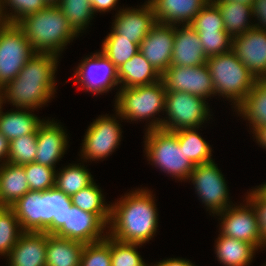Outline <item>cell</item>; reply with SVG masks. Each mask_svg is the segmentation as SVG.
I'll use <instances>...</instances> for the list:
<instances>
[{"mask_svg":"<svg viewBox=\"0 0 266 266\" xmlns=\"http://www.w3.org/2000/svg\"><path fill=\"white\" fill-rule=\"evenodd\" d=\"M157 22L169 25L190 24L210 0H147Z\"/></svg>","mask_w":266,"mask_h":266,"instance_id":"cell-22","label":"cell"},{"mask_svg":"<svg viewBox=\"0 0 266 266\" xmlns=\"http://www.w3.org/2000/svg\"><path fill=\"white\" fill-rule=\"evenodd\" d=\"M24 233L11 207H0V256L6 258Z\"/></svg>","mask_w":266,"mask_h":266,"instance_id":"cell-35","label":"cell"},{"mask_svg":"<svg viewBox=\"0 0 266 266\" xmlns=\"http://www.w3.org/2000/svg\"><path fill=\"white\" fill-rule=\"evenodd\" d=\"M199 128H182L174 131L178 137V142L183 148L186 158L194 165H200L214 160L212 158V147L198 133Z\"/></svg>","mask_w":266,"mask_h":266,"instance_id":"cell-30","label":"cell"},{"mask_svg":"<svg viewBox=\"0 0 266 266\" xmlns=\"http://www.w3.org/2000/svg\"><path fill=\"white\" fill-rule=\"evenodd\" d=\"M8 152L9 141L0 133V166L7 162Z\"/></svg>","mask_w":266,"mask_h":266,"instance_id":"cell-48","label":"cell"},{"mask_svg":"<svg viewBox=\"0 0 266 266\" xmlns=\"http://www.w3.org/2000/svg\"><path fill=\"white\" fill-rule=\"evenodd\" d=\"M189 25L197 32H226L220 10L211 0Z\"/></svg>","mask_w":266,"mask_h":266,"instance_id":"cell-40","label":"cell"},{"mask_svg":"<svg viewBox=\"0 0 266 266\" xmlns=\"http://www.w3.org/2000/svg\"><path fill=\"white\" fill-rule=\"evenodd\" d=\"M150 266H196L194 262L182 258V257H177V258H166L162 259L159 261H156V263H151Z\"/></svg>","mask_w":266,"mask_h":266,"instance_id":"cell-46","label":"cell"},{"mask_svg":"<svg viewBox=\"0 0 266 266\" xmlns=\"http://www.w3.org/2000/svg\"><path fill=\"white\" fill-rule=\"evenodd\" d=\"M252 14L254 27L266 31V0H254Z\"/></svg>","mask_w":266,"mask_h":266,"instance_id":"cell-44","label":"cell"},{"mask_svg":"<svg viewBox=\"0 0 266 266\" xmlns=\"http://www.w3.org/2000/svg\"><path fill=\"white\" fill-rule=\"evenodd\" d=\"M17 25L36 53H51L60 57L65 47L79 37L57 5H48L30 14Z\"/></svg>","mask_w":266,"mask_h":266,"instance_id":"cell-4","label":"cell"},{"mask_svg":"<svg viewBox=\"0 0 266 266\" xmlns=\"http://www.w3.org/2000/svg\"><path fill=\"white\" fill-rule=\"evenodd\" d=\"M2 106H3V99H2V95L0 93V109H1Z\"/></svg>","mask_w":266,"mask_h":266,"instance_id":"cell-53","label":"cell"},{"mask_svg":"<svg viewBox=\"0 0 266 266\" xmlns=\"http://www.w3.org/2000/svg\"><path fill=\"white\" fill-rule=\"evenodd\" d=\"M57 6L79 35L91 26L93 16H96L89 0H60Z\"/></svg>","mask_w":266,"mask_h":266,"instance_id":"cell-34","label":"cell"},{"mask_svg":"<svg viewBox=\"0 0 266 266\" xmlns=\"http://www.w3.org/2000/svg\"><path fill=\"white\" fill-rule=\"evenodd\" d=\"M7 20L4 16L3 10H2V0H0V28L5 26L7 24Z\"/></svg>","mask_w":266,"mask_h":266,"instance_id":"cell-50","label":"cell"},{"mask_svg":"<svg viewBox=\"0 0 266 266\" xmlns=\"http://www.w3.org/2000/svg\"><path fill=\"white\" fill-rule=\"evenodd\" d=\"M243 202L233 204L213 216L220 220L218 232L227 237L249 242L263 251L266 246L261 241L255 211L245 198Z\"/></svg>","mask_w":266,"mask_h":266,"instance_id":"cell-13","label":"cell"},{"mask_svg":"<svg viewBox=\"0 0 266 266\" xmlns=\"http://www.w3.org/2000/svg\"><path fill=\"white\" fill-rule=\"evenodd\" d=\"M233 112L247 121L250 132L266 125V78L255 81L249 94Z\"/></svg>","mask_w":266,"mask_h":266,"instance_id":"cell-27","label":"cell"},{"mask_svg":"<svg viewBox=\"0 0 266 266\" xmlns=\"http://www.w3.org/2000/svg\"><path fill=\"white\" fill-rule=\"evenodd\" d=\"M213 3H226V2H237L244 5L252 6L254 0H211Z\"/></svg>","mask_w":266,"mask_h":266,"instance_id":"cell-49","label":"cell"},{"mask_svg":"<svg viewBox=\"0 0 266 266\" xmlns=\"http://www.w3.org/2000/svg\"><path fill=\"white\" fill-rule=\"evenodd\" d=\"M30 187L25 175L24 165L9 162L0 166V206L11 207Z\"/></svg>","mask_w":266,"mask_h":266,"instance_id":"cell-26","label":"cell"},{"mask_svg":"<svg viewBox=\"0 0 266 266\" xmlns=\"http://www.w3.org/2000/svg\"><path fill=\"white\" fill-rule=\"evenodd\" d=\"M144 153L148 164L166 173L171 178L181 182H188L194 165L186 158L180 147L178 137L174 131L162 128L144 132Z\"/></svg>","mask_w":266,"mask_h":266,"instance_id":"cell-6","label":"cell"},{"mask_svg":"<svg viewBox=\"0 0 266 266\" xmlns=\"http://www.w3.org/2000/svg\"><path fill=\"white\" fill-rule=\"evenodd\" d=\"M220 10L225 31L233 38L254 27L252 6L237 2L214 3Z\"/></svg>","mask_w":266,"mask_h":266,"instance_id":"cell-29","label":"cell"},{"mask_svg":"<svg viewBox=\"0 0 266 266\" xmlns=\"http://www.w3.org/2000/svg\"><path fill=\"white\" fill-rule=\"evenodd\" d=\"M207 59L197 31L189 24L175 25L171 66H200L206 64Z\"/></svg>","mask_w":266,"mask_h":266,"instance_id":"cell-21","label":"cell"},{"mask_svg":"<svg viewBox=\"0 0 266 266\" xmlns=\"http://www.w3.org/2000/svg\"><path fill=\"white\" fill-rule=\"evenodd\" d=\"M232 52L257 78H266V31L255 27L232 38Z\"/></svg>","mask_w":266,"mask_h":266,"instance_id":"cell-18","label":"cell"},{"mask_svg":"<svg viewBox=\"0 0 266 266\" xmlns=\"http://www.w3.org/2000/svg\"><path fill=\"white\" fill-rule=\"evenodd\" d=\"M59 56L35 53L19 74L0 90L3 104L15 108L39 110L55 98Z\"/></svg>","mask_w":266,"mask_h":266,"instance_id":"cell-2","label":"cell"},{"mask_svg":"<svg viewBox=\"0 0 266 266\" xmlns=\"http://www.w3.org/2000/svg\"><path fill=\"white\" fill-rule=\"evenodd\" d=\"M166 91L186 92L206 101L215 97V88L207 64L194 67L170 66L162 75Z\"/></svg>","mask_w":266,"mask_h":266,"instance_id":"cell-14","label":"cell"},{"mask_svg":"<svg viewBox=\"0 0 266 266\" xmlns=\"http://www.w3.org/2000/svg\"><path fill=\"white\" fill-rule=\"evenodd\" d=\"M215 88V96L231 102L235 109L249 94L257 78L231 51L211 56L206 62Z\"/></svg>","mask_w":266,"mask_h":266,"instance_id":"cell-7","label":"cell"},{"mask_svg":"<svg viewBox=\"0 0 266 266\" xmlns=\"http://www.w3.org/2000/svg\"><path fill=\"white\" fill-rule=\"evenodd\" d=\"M214 253L223 266H250L259 251L253 244L218 234Z\"/></svg>","mask_w":266,"mask_h":266,"instance_id":"cell-24","label":"cell"},{"mask_svg":"<svg viewBox=\"0 0 266 266\" xmlns=\"http://www.w3.org/2000/svg\"><path fill=\"white\" fill-rule=\"evenodd\" d=\"M111 28L120 38L141 44V41L157 23L151 4L145 1L141 6L124 7L115 13Z\"/></svg>","mask_w":266,"mask_h":266,"instance_id":"cell-17","label":"cell"},{"mask_svg":"<svg viewBox=\"0 0 266 266\" xmlns=\"http://www.w3.org/2000/svg\"><path fill=\"white\" fill-rule=\"evenodd\" d=\"M90 3H91V6H92V9H93V12L94 14L97 15V13H106V12H110L112 10L115 9V11H119L121 9V6L120 8L118 7V1L119 0H89ZM119 10H116L117 8Z\"/></svg>","mask_w":266,"mask_h":266,"instance_id":"cell-45","label":"cell"},{"mask_svg":"<svg viewBox=\"0 0 266 266\" xmlns=\"http://www.w3.org/2000/svg\"><path fill=\"white\" fill-rule=\"evenodd\" d=\"M0 109V133L10 142L27 134H35L38 126L45 120L40 119L31 109L13 108L3 112Z\"/></svg>","mask_w":266,"mask_h":266,"instance_id":"cell-23","label":"cell"},{"mask_svg":"<svg viewBox=\"0 0 266 266\" xmlns=\"http://www.w3.org/2000/svg\"><path fill=\"white\" fill-rule=\"evenodd\" d=\"M245 196L255 211L261 241L266 246V198L255 187L247 190Z\"/></svg>","mask_w":266,"mask_h":266,"instance_id":"cell-43","label":"cell"},{"mask_svg":"<svg viewBox=\"0 0 266 266\" xmlns=\"http://www.w3.org/2000/svg\"><path fill=\"white\" fill-rule=\"evenodd\" d=\"M142 246L120 242L111 237V266H150L138 251Z\"/></svg>","mask_w":266,"mask_h":266,"instance_id":"cell-37","label":"cell"},{"mask_svg":"<svg viewBox=\"0 0 266 266\" xmlns=\"http://www.w3.org/2000/svg\"><path fill=\"white\" fill-rule=\"evenodd\" d=\"M48 5H57L60 0H45Z\"/></svg>","mask_w":266,"mask_h":266,"instance_id":"cell-52","label":"cell"},{"mask_svg":"<svg viewBox=\"0 0 266 266\" xmlns=\"http://www.w3.org/2000/svg\"><path fill=\"white\" fill-rule=\"evenodd\" d=\"M47 6L45 0H2L4 16L11 24H17L24 17L41 11Z\"/></svg>","mask_w":266,"mask_h":266,"instance_id":"cell-38","label":"cell"},{"mask_svg":"<svg viewBox=\"0 0 266 266\" xmlns=\"http://www.w3.org/2000/svg\"><path fill=\"white\" fill-rule=\"evenodd\" d=\"M207 58L231 51L232 37L227 32H197Z\"/></svg>","mask_w":266,"mask_h":266,"instance_id":"cell-42","label":"cell"},{"mask_svg":"<svg viewBox=\"0 0 266 266\" xmlns=\"http://www.w3.org/2000/svg\"><path fill=\"white\" fill-rule=\"evenodd\" d=\"M80 266H111V237L85 244L82 253Z\"/></svg>","mask_w":266,"mask_h":266,"instance_id":"cell-39","label":"cell"},{"mask_svg":"<svg viewBox=\"0 0 266 266\" xmlns=\"http://www.w3.org/2000/svg\"><path fill=\"white\" fill-rule=\"evenodd\" d=\"M166 92L162 80L133 88H119L114 96V109L129 123L146 121L144 131L161 128L163 118L159 113L165 115Z\"/></svg>","mask_w":266,"mask_h":266,"instance_id":"cell-5","label":"cell"},{"mask_svg":"<svg viewBox=\"0 0 266 266\" xmlns=\"http://www.w3.org/2000/svg\"><path fill=\"white\" fill-rule=\"evenodd\" d=\"M81 163H69L56 170L55 186L65 193L72 196L82 188L87 187L94 181L89 168L85 167L84 161Z\"/></svg>","mask_w":266,"mask_h":266,"instance_id":"cell-31","label":"cell"},{"mask_svg":"<svg viewBox=\"0 0 266 266\" xmlns=\"http://www.w3.org/2000/svg\"><path fill=\"white\" fill-rule=\"evenodd\" d=\"M188 180L193 184L198 200L202 202L210 216L234 204L230 200L228 182L215 160L194 166Z\"/></svg>","mask_w":266,"mask_h":266,"instance_id":"cell-10","label":"cell"},{"mask_svg":"<svg viewBox=\"0 0 266 266\" xmlns=\"http://www.w3.org/2000/svg\"><path fill=\"white\" fill-rule=\"evenodd\" d=\"M251 133L255 142L261 146L263 149H266V125L255 127Z\"/></svg>","mask_w":266,"mask_h":266,"instance_id":"cell-47","label":"cell"},{"mask_svg":"<svg viewBox=\"0 0 266 266\" xmlns=\"http://www.w3.org/2000/svg\"><path fill=\"white\" fill-rule=\"evenodd\" d=\"M255 188L266 198V182L259 186H255Z\"/></svg>","mask_w":266,"mask_h":266,"instance_id":"cell-51","label":"cell"},{"mask_svg":"<svg viewBox=\"0 0 266 266\" xmlns=\"http://www.w3.org/2000/svg\"><path fill=\"white\" fill-rule=\"evenodd\" d=\"M54 236L84 244L94 243L108 236V225L97 214L83 211L72 204L67 210L66 222Z\"/></svg>","mask_w":266,"mask_h":266,"instance_id":"cell-15","label":"cell"},{"mask_svg":"<svg viewBox=\"0 0 266 266\" xmlns=\"http://www.w3.org/2000/svg\"><path fill=\"white\" fill-rule=\"evenodd\" d=\"M84 243L48 234L46 266H80Z\"/></svg>","mask_w":266,"mask_h":266,"instance_id":"cell-28","label":"cell"},{"mask_svg":"<svg viewBox=\"0 0 266 266\" xmlns=\"http://www.w3.org/2000/svg\"><path fill=\"white\" fill-rule=\"evenodd\" d=\"M174 37L175 25L157 22L139 45L142 55L160 75L171 66Z\"/></svg>","mask_w":266,"mask_h":266,"instance_id":"cell-19","label":"cell"},{"mask_svg":"<svg viewBox=\"0 0 266 266\" xmlns=\"http://www.w3.org/2000/svg\"><path fill=\"white\" fill-rule=\"evenodd\" d=\"M30 190L44 191L55 186L56 170L35 162L24 165Z\"/></svg>","mask_w":266,"mask_h":266,"instance_id":"cell-41","label":"cell"},{"mask_svg":"<svg viewBox=\"0 0 266 266\" xmlns=\"http://www.w3.org/2000/svg\"><path fill=\"white\" fill-rule=\"evenodd\" d=\"M71 196L56 186L44 191H28L11 206L24 232L54 235L66 222Z\"/></svg>","mask_w":266,"mask_h":266,"instance_id":"cell-3","label":"cell"},{"mask_svg":"<svg viewBox=\"0 0 266 266\" xmlns=\"http://www.w3.org/2000/svg\"><path fill=\"white\" fill-rule=\"evenodd\" d=\"M100 48V52L104 54L116 68H119L123 63L140 51L139 44L130 42V39L120 38V35L112 28L103 39Z\"/></svg>","mask_w":266,"mask_h":266,"instance_id":"cell-33","label":"cell"},{"mask_svg":"<svg viewBox=\"0 0 266 266\" xmlns=\"http://www.w3.org/2000/svg\"><path fill=\"white\" fill-rule=\"evenodd\" d=\"M74 70L73 82L78 83L83 91L98 96L115 89L117 95L119 90L117 68L100 51L86 55Z\"/></svg>","mask_w":266,"mask_h":266,"instance_id":"cell-12","label":"cell"},{"mask_svg":"<svg viewBox=\"0 0 266 266\" xmlns=\"http://www.w3.org/2000/svg\"><path fill=\"white\" fill-rule=\"evenodd\" d=\"M114 111L115 115H99L86 129L79 154L85 163L103 161L119 148L123 137L121 122L124 119Z\"/></svg>","mask_w":266,"mask_h":266,"instance_id":"cell-8","label":"cell"},{"mask_svg":"<svg viewBox=\"0 0 266 266\" xmlns=\"http://www.w3.org/2000/svg\"><path fill=\"white\" fill-rule=\"evenodd\" d=\"M155 194L148 188H137L110 202L108 236L124 242L144 245L158 232L159 212Z\"/></svg>","mask_w":266,"mask_h":266,"instance_id":"cell-1","label":"cell"},{"mask_svg":"<svg viewBox=\"0 0 266 266\" xmlns=\"http://www.w3.org/2000/svg\"><path fill=\"white\" fill-rule=\"evenodd\" d=\"M48 118L37 128V153L35 163L56 169V164L69 148V135L61 122Z\"/></svg>","mask_w":266,"mask_h":266,"instance_id":"cell-16","label":"cell"},{"mask_svg":"<svg viewBox=\"0 0 266 266\" xmlns=\"http://www.w3.org/2000/svg\"><path fill=\"white\" fill-rule=\"evenodd\" d=\"M48 234L24 232L6 256L8 266H46Z\"/></svg>","mask_w":266,"mask_h":266,"instance_id":"cell-20","label":"cell"},{"mask_svg":"<svg viewBox=\"0 0 266 266\" xmlns=\"http://www.w3.org/2000/svg\"><path fill=\"white\" fill-rule=\"evenodd\" d=\"M205 99L186 92L167 91L166 114L162 116V129L176 131L182 128H201L212 119L210 105Z\"/></svg>","mask_w":266,"mask_h":266,"instance_id":"cell-9","label":"cell"},{"mask_svg":"<svg viewBox=\"0 0 266 266\" xmlns=\"http://www.w3.org/2000/svg\"><path fill=\"white\" fill-rule=\"evenodd\" d=\"M71 200L76 207L97 214L107 225L109 224L111 204L105 201V195L95 180L73 194Z\"/></svg>","mask_w":266,"mask_h":266,"instance_id":"cell-32","label":"cell"},{"mask_svg":"<svg viewBox=\"0 0 266 266\" xmlns=\"http://www.w3.org/2000/svg\"><path fill=\"white\" fill-rule=\"evenodd\" d=\"M117 77L119 88L149 85L161 80V75L140 51L117 68Z\"/></svg>","mask_w":266,"mask_h":266,"instance_id":"cell-25","label":"cell"},{"mask_svg":"<svg viewBox=\"0 0 266 266\" xmlns=\"http://www.w3.org/2000/svg\"><path fill=\"white\" fill-rule=\"evenodd\" d=\"M35 53L17 24L7 23L0 28V90L15 79Z\"/></svg>","mask_w":266,"mask_h":266,"instance_id":"cell-11","label":"cell"},{"mask_svg":"<svg viewBox=\"0 0 266 266\" xmlns=\"http://www.w3.org/2000/svg\"><path fill=\"white\" fill-rule=\"evenodd\" d=\"M37 153V132L18 137L9 142L7 162L26 165L35 161Z\"/></svg>","mask_w":266,"mask_h":266,"instance_id":"cell-36","label":"cell"}]
</instances>
